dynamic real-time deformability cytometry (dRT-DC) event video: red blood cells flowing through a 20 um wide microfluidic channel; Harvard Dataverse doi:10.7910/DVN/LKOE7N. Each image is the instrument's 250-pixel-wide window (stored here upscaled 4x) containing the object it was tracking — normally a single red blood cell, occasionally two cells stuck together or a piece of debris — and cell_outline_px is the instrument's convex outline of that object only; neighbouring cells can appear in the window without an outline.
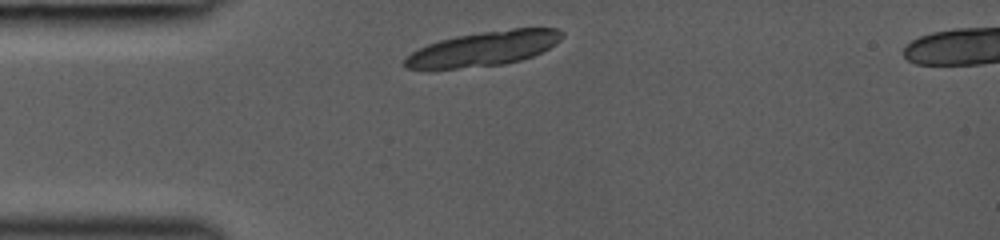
{"species": "common noctule bat (a hibernating species)", "species_latin": "Nyctalus noctula", "temperature_condition": "room temperature", "stored_images_in_passage": 9, "camera_frame_rate_fps": 3000, "um_per_image_px": 0.085, "animal": {"sex": "female", "body_mass_g": 19.0, "forearm_length_mm": 53.3}, "frame": {"image": 1, "passage_image": 1, "time_ms": 0.0, "image_size_px": [1000, 240], "cell_outline_px": [[564, 36], [560, 40], [548, 48], [532, 56], [520, 60], [504, 64], [456, 68], [404, 68], [404, 60], [412, 52], [428, 44], [440, 40], [456, 36], [512, 28], [556, 28], [564, 32]], "centroid_in_image_um": [41.15, 4.12], "position_along_channel_um": 43.9, "area_um2": 31.15}}
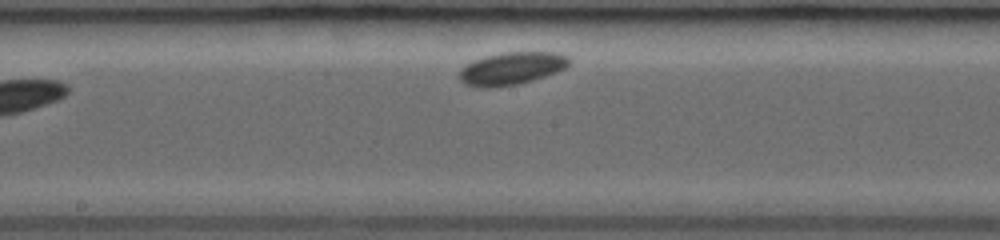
{"frame": {"image": 2, "passage_image": 9, "time_ms": 5.333, "image_size_px": [1000, 240], "cell_outline_px": [[572, 60], [564, 68], [556, 72], [532, 80], [516, 84], [492, 88], [476, 88], [464, 84], [460, 80], [460, 72], [468, 64], [484, 56], [500, 52], [556, 52], [568, 56]], "centroid_in_image_um": [43.49, 5.82], "position_along_channel_um": 204.7, "area_um2": 20.81}}